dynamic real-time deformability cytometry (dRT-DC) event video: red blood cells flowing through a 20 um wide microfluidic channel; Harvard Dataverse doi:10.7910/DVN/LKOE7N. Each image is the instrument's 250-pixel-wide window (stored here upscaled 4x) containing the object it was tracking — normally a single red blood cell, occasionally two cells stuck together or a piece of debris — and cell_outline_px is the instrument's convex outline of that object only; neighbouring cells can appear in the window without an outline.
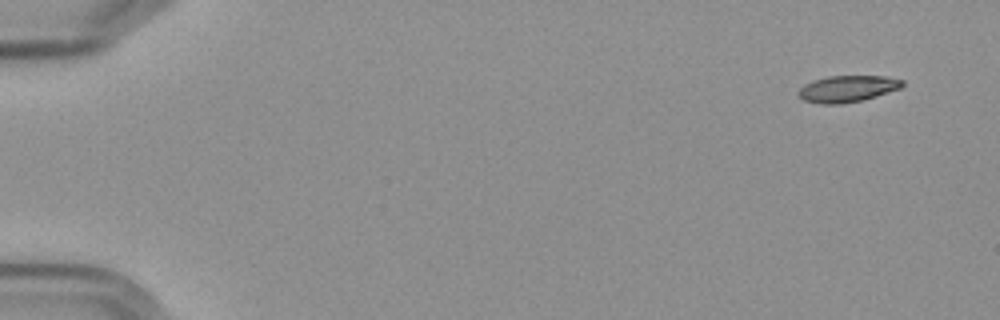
{"species": "Egyptian fruit bat (a non-hibernating species)", "species_latin": "Rousettus aegyptiacus", "temperature_condition": "cold", "stored_images_in_passage": 6, "camera_frame_rate_fps": 3000, "um_per_image_px": 0.085, "frame": {"image": 1, "passage_image": 1, "time_ms": 0.0, "image_size_px": [1000, 320], "cell_outline_px": [[904, 84], [900, 88], [876, 96], [860, 100], [840, 104], [820, 104], [804, 100], [796, 92], [804, 84], [812, 80], [828, 76], [888, 76], [904, 80]], "centroid_in_image_um": [72.02, 7.53], "position_along_channel_um": 13.0, "area_um2": 16.07}}
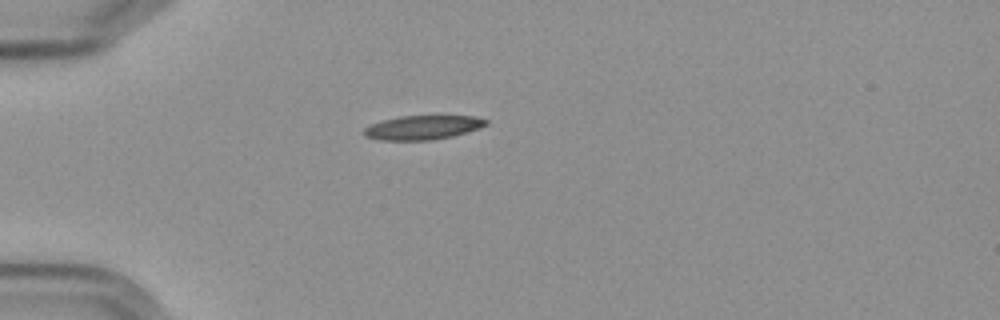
{"frame": {"image": 2, "passage_image": 4, "time_ms": 4.333, "image_size_px": [1000, 320], "cell_outline_px": [[488, 124], [480, 128], [452, 136], [428, 140], [380, 140], [364, 136], [364, 128], [380, 120], [400, 116], [476, 116], [488, 120]], "centroid_in_image_um": [35.93, 10.83], "position_along_channel_um": 49.1, "area_um2": 17.11}}
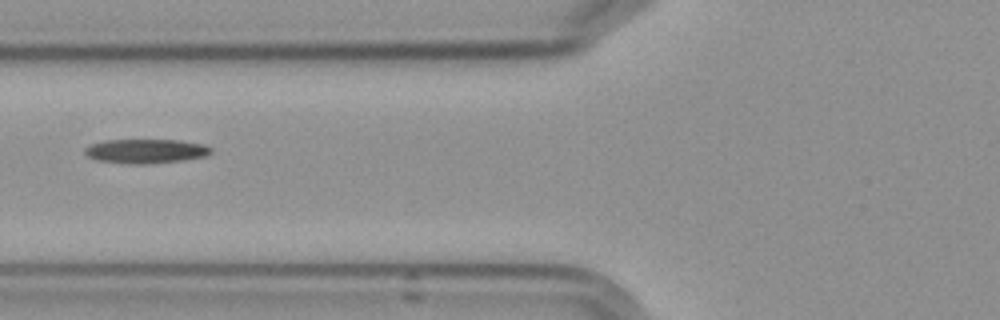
{"frame": {"image": 3, "passage_image": 6, "time_ms": 6.667, "image_size_px": [1000, 320], "cell_outline_px": [[212, 152], [208, 156], [184, 160], [144, 164], [128, 164], [100, 160], [88, 156], [84, 152], [84, 148], [92, 144], [104, 140], [180, 140], [204, 144], [212, 148]], "centroid_in_image_um": [12.45, 12.84], "position_along_channel_um": 113.4, "area_um2": 17.86}}